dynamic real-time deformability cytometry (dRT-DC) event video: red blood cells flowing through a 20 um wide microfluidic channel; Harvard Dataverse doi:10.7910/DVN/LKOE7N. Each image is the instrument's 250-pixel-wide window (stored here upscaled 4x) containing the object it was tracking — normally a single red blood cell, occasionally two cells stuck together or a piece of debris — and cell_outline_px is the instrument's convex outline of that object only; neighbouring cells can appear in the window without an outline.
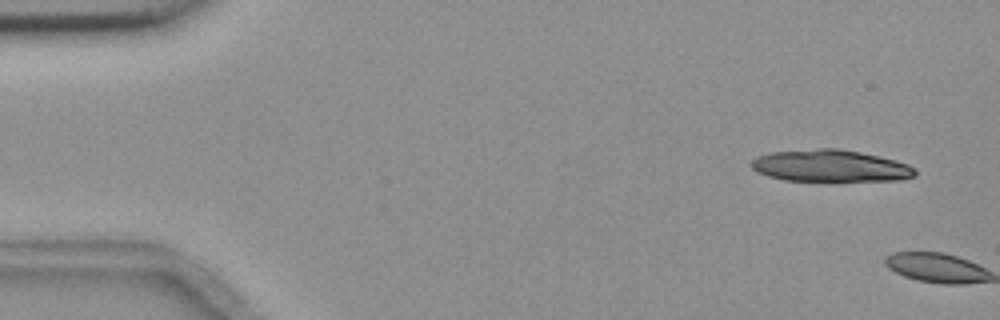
{"species": "common noctule bat (a hibernating species)", "species_latin": "Nyctalus noctula", "temperature_condition": "room temperature", "stored_images_in_passage": 2, "camera_frame_rate_fps": 3000, "um_per_image_px": 0.085, "animal": {"sex": "female", "body_mass_g": 18.4}, "frame": {"image": 1, "passage_image": 1, "time_ms": 0.0, "image_size_px": [1000, 320], "cell_outline_px": [[916, 176], [900, 180], [784, 180], [768, 176], [756, 172], [752, 168], [752, 160], [756, 156], [772, 152], [820, 148], [840, 148], [860, 152], [908, 164], [916, 168]], "centroid_in_image_um": [70.56, 14.09], "position_along_channel_um": 14.4, "area_um2": 30.17}}